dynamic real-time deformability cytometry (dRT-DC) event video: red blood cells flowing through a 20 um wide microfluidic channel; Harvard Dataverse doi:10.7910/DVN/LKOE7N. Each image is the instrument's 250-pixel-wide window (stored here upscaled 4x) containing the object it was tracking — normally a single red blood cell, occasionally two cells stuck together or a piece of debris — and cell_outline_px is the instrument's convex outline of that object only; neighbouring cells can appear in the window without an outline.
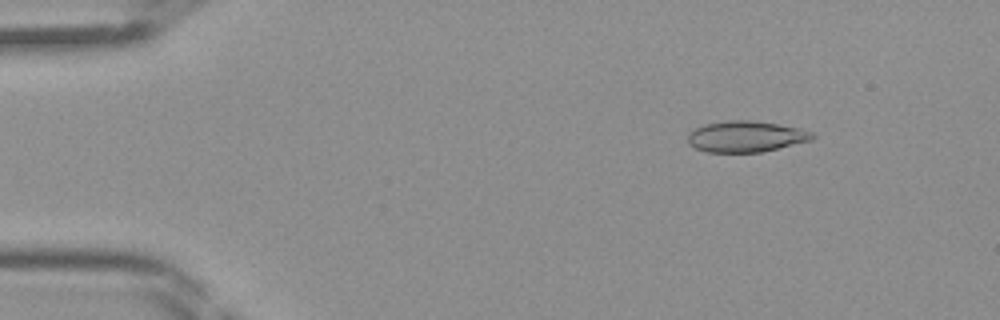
{"species": "Egyptian fruit bat (a non-hibernating species)", "species_latin": "Rousettus aegyptiacus", "temperature_condition": "room temperature", "stored_images_in_passage": 44, "camera_frame_rate_fps": 3000, "um_per_image_px": 0.085, "frame": {"image": 1, "passage_image": 6, "time_ms": 1.667, "image_size_px": [1000, 320], "cell_outline_px": [[816, 136], [812, 140], [760, 152], [708, 152], [696, 148], [688, 144], [688, 132], [704, 124], [728, 120], [752, 120], [800, 128], [812, 132]], "centroid_in_image_um": [63.39, 11.6], "position_along_channel_um": 21.6, "area_um2": 22.48}}
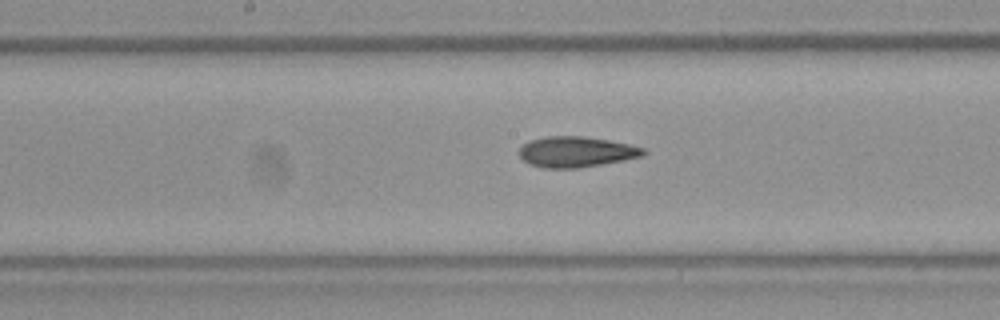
{"frame": {"image": 2, "passage_image": 23, "time_ms": 7.333, "image_size_px": [1000, 320], "cell_outline_px": [[648, 152], [644, 156], [624, 160], [580, 168], [544, 168], [528, 164], [516, 152], [528, 140], [548, 136], [580, 136], [608, 140], [648, 148]], "centroid_in_image_um": [48.99, 12.91], "position_along_channel_um": 199.2, "area_um2": 22.43}}
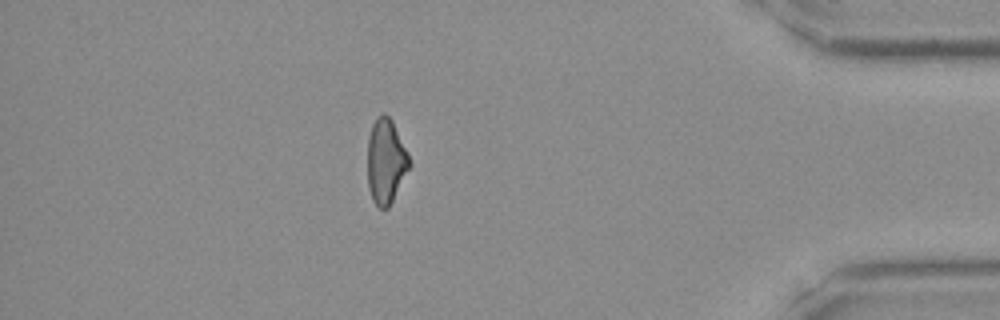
{"frame": {"image": 3, "passage_image": 39, "time_ms": 12.667, "image_size_px": [1000, 320], "cell_outline_px": [[412, 164], [388, 208], [380, 208], [372, 200], [368, 188], [368, 136], [372, 124], [376, 116], [384, 112], [392, 120], [408, 152]], "centroid_in_image_um": [32.8, 13.68], "position_along_channel_um": 402.4, "area_um2": 20.87}}